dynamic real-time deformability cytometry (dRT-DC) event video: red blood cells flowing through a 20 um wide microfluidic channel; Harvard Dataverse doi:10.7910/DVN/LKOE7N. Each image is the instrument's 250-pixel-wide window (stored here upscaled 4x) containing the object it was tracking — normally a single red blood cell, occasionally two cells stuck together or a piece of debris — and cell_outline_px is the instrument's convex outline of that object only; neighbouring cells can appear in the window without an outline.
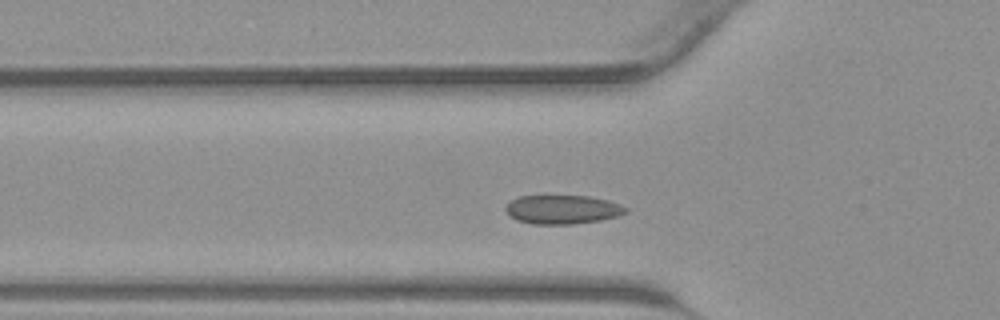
{"species": "common noctule bat (a hibernating species)", "species_latin": "Nyctalus noctula", "temperature_condition": "warm", "stored_images_in_passage": 30, "camera_frame_rate_fps": 3000, "um_per_image_px": 0.085, "animal": {"sex": "male", "body_mass_g": 23.1, "forearm_length_mm": 52.7}, "frame": {"image": 1, "passage_image": 8, "time_ms": 2.333, "image_size_px": [1000, 320], "cell_outline_px": [[628, 212], [616, 216], [600, 220], [572, 224], [532, 224], [516, 220], [508, 216], [504, 208], [512, 200], [520, 196], [588, 196], [608, 200], [620, 204], [628, 208]], "centroid_in_image_um": [47.8, 17.81], "position_along_channel_um": 78.0, "area_um2": 20.23}}
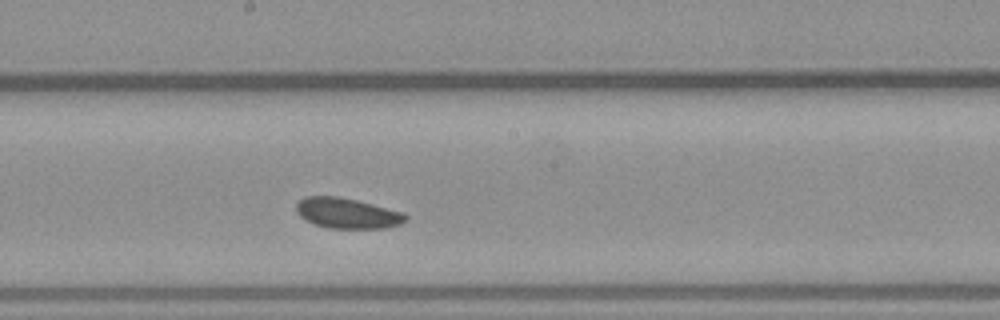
{"frame": {"image": 2, "passage_image": 17, "time_ms": 5.333, "image_size_px": [1000, 320], "cell_outline_px": [[408, 220], [400, 224], [384, 228], [328, 228], [316, 224], [300, 216], [296, 212], [296, 204], [304, 196], [336, 196], [356, 200], [404, 212], [408, 216]], "centroid_in_image_um": [29.53, 18.12], "position_along_channel_um": 218.7, "area_um2": 19.31}}
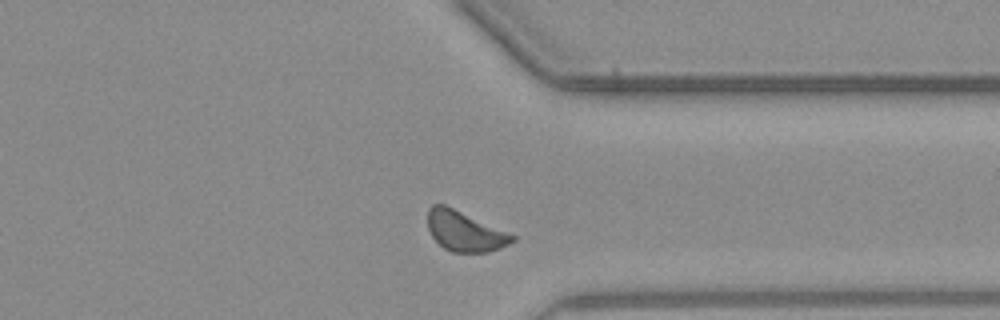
{"frame": {"image": 3, "passage_image": 27, "time_ms": 8.667, "image_size_px": [1000, 320], "cell_outline_px": [[516, 240], [500, 248], [488, 252], [452, 252], [444, 248], [432, 236], [428, 228], [428, 208], [432, 204], [444, 204], [516, 236]], "centroid_in_image_um": [39.49, 19.66], "position_along_channel_um": 371.9, "area_um2": 19.48}}